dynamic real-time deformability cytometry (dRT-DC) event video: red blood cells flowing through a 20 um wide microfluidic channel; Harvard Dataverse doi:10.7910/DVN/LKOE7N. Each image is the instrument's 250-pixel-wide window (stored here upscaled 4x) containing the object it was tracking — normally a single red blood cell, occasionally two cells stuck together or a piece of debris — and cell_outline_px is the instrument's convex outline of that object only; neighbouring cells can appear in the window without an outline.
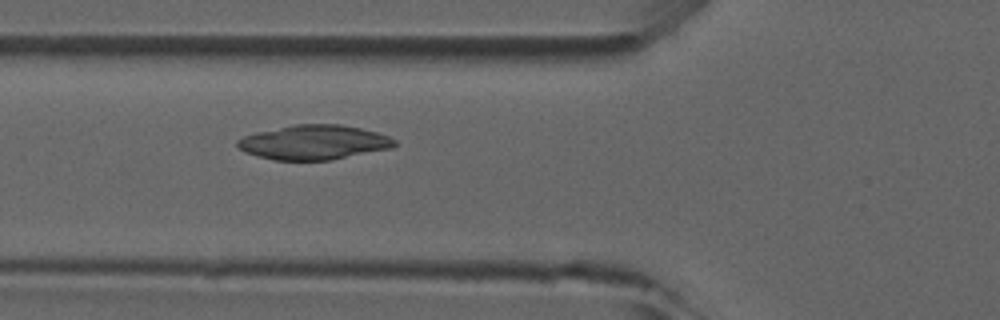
{"species": "common noctule bat (a hibernating species)", "species_latin": "Nyctalus noctula", "temperature_condition": "room temperature", "stored_images_in_passage": 44, "camera_frame_rate_fps": 3000, "um_per_image_px": 0.085, "animal": {"sex": "male", "forearm_length_mm": 52.5}, "frame": {"image": 1, "passage_image": 13, "time_ms": 4.0, "image_size_px": [1000, 320], "cell_outline_px": [[396, 144], [392, 148], [332, 160], [272, 160], [244, 152], [236, 144], [236, 140], [244, 136], [256, 132], [296, 124], [340, 124], [360, 128], [376, 132], [388, 136], [396, 140]], "centroid_in_image_um": [26.68, 12.1], "position_along_channel_um": 99.1, "area_um2": 31.62}}